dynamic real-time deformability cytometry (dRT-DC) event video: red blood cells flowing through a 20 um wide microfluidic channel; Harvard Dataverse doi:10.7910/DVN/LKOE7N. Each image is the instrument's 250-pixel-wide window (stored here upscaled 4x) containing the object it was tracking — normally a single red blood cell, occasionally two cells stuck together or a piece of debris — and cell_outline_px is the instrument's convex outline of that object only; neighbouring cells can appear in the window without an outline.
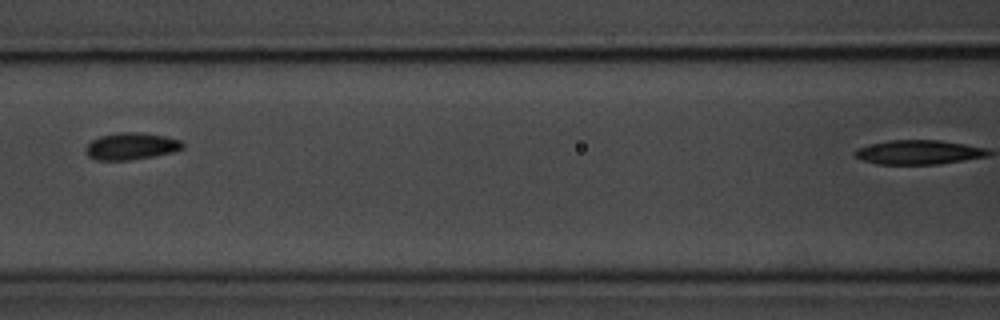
{"species": "common noctule bat (a hibernating species)", "species_latin": "Nyctalus noctula", "temperature_condition": "room temperature", "stored_images_in_passage": 8, "camera_frame_rate_fps": 3000, "um_per_image_px": 0.085, "animal": {"sex": "male", "body_mass_g": 20.1, "forearm_length_mm": 53.5}, "frame": {"image": 1, "passage_image": 5, "time_ms": 5.0, "image_size_px": [1000, 320], "cell_outline_px": [[184, 148], [172, 152], [152, 156], [128, 160], [96, 160], [88, 156], [84, 148], [92, 140], [100, 136], [116, 132], [140, 132], [164, 136], [180, 140], [184, 144]], "centroid_in_image_um": [11.13, 12.42], "position_along_channel_um": 155.5, "area_um2": 15.2}}
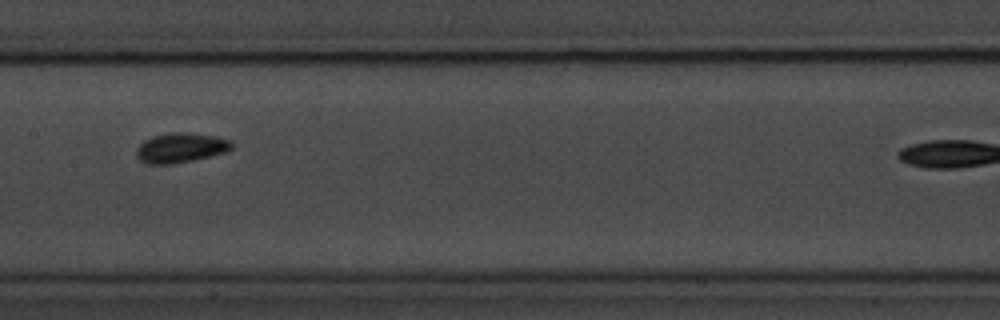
{"frame": {"image": 2, "passage_image": 6, "time_ms": 6.0, "image_size_px": [1000, 320], "cell_outline_px": [[232, 148], [228, 152], [192, 160], [172, 164], [148, 164], [140, 160], [136, 156], [136, 148], [144, 140], [152, 136], [172, 132], [188, 132], [216, 136], [228, 140], [232, 144]], "centroid_in_image_um": [15.34, 12.56], "position_along_channel_um": 192.1, "area_um2": 16.59}}